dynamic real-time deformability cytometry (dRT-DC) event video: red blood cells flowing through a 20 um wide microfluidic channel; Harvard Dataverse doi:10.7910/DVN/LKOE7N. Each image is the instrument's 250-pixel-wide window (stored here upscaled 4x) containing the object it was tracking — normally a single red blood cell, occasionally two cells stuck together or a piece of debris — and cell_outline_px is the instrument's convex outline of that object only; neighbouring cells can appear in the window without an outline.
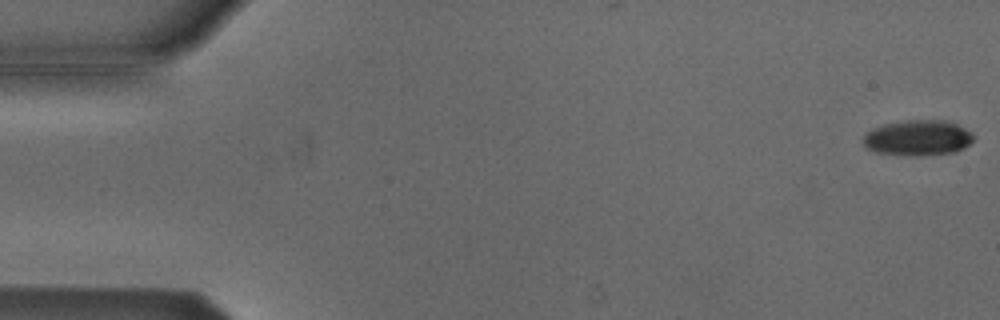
{"species": "Egyptian fruit bat (a non-hibernating species)", "species_latin": "Rousettus aegyptiacus", "temperature_condition": "cold", "stored_images_in_passage": 5, "camera_frame_rate_fps": 3000, "um_per_image_px": 0.085, "animal": {"sex": "male"}, "frame": {"image": 1, "passage_image": 1, "time_ms": 0.0, "image_size_px": [1000, 320], "cell_outline_px": [[972, 140], [964, 148], [956, 152], [920, 156], [912, 156], [876, 152], [868, 148], [864, 144], [864, 136], [872, 128], [884, 124], [904, 120], [948, 120], [972, 132]], "centroid_in_image_um": [78.03, 11.71], "position_along_channel_um": 7.0, "area_um2": 22.83}}
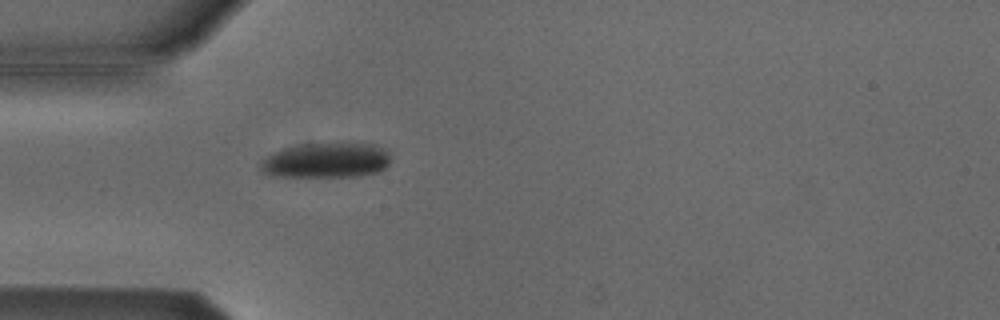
{"frame": {"image": 2, "passage_image": 5, "time_ms": 1.333, "image_size_px": [1000, 320], "cell_outline_px": [[388, 164], [380, 172], [360, 176], [272, 176], [264, 172], [260, 168], [260, 164], [272, 152], [280, 148], [296, 144], [376, 144], [388, 152]], "centroid_in_image_um": [27.71, 13.63], "position_along_channel_um": 57.3, "area_um2": 26.41}}